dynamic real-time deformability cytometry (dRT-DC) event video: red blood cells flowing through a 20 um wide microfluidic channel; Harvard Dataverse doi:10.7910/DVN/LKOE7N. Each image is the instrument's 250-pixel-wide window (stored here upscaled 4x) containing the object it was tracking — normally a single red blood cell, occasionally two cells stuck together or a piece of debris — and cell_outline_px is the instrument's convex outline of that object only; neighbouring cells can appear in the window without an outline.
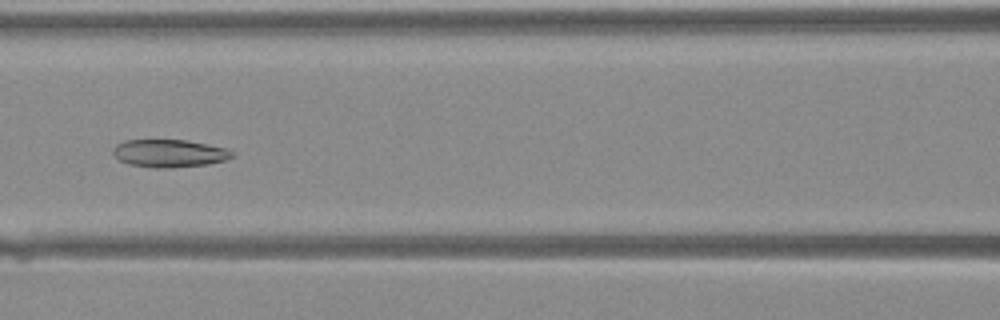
{"species": "Egyptian fruit bat (a non-hibernating species)", "species_latin": "Rousettus aegyptiacus", "temperature_condition": "warm", "stored_images_in_passage": 32, "camera_frame_rate_fps": 3000, "um_per_image_px": 0.085, "animal": {"sex": "female"}, "frame": {"image": 1, "passage_image": 10, "time_ms": 3.0, "image_size_px": [1000, 320], "cell_outline_px": [[236, 156], [228, 160], [208, 164], [172, 168], [156, 168], [128, 164], [120, 160], [112, 152], [112, 148], [116, 144], [124, 140], [184, 140], [208, 144], [228, 148]], "centroid_in_image_um": [14.43, 13.03], "position_along_channel_um": 152.2, "area_um2": 19.48}}
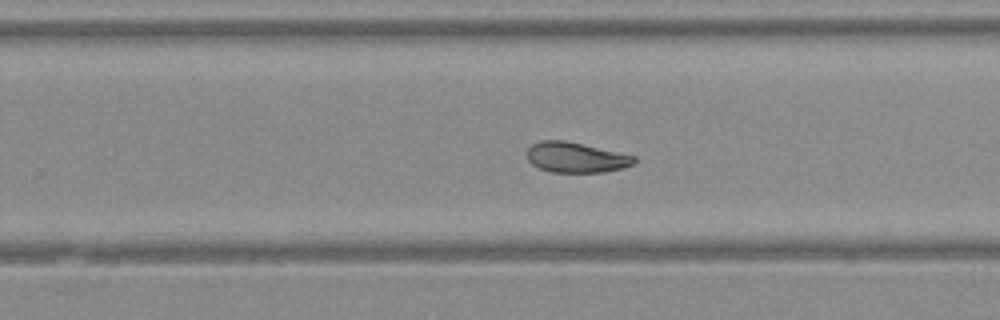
{"frame": {"image": 2, "passage_image": 18, "time_ms": 5.667, "image_size_px": [1000, 320], "cell_outline_px": [[636, 160], [632, 164], [624, 168], [604, 172], [552, 172], [540, 168], [532, 164], [528, 160], [528, 148], [532, 144], [540, 140], [564, 140], [636, 156]], "centroid_in_image_um": [48.95, 13.38], "position_along_channel_um": 280.8, "area_um2": 18.79}}
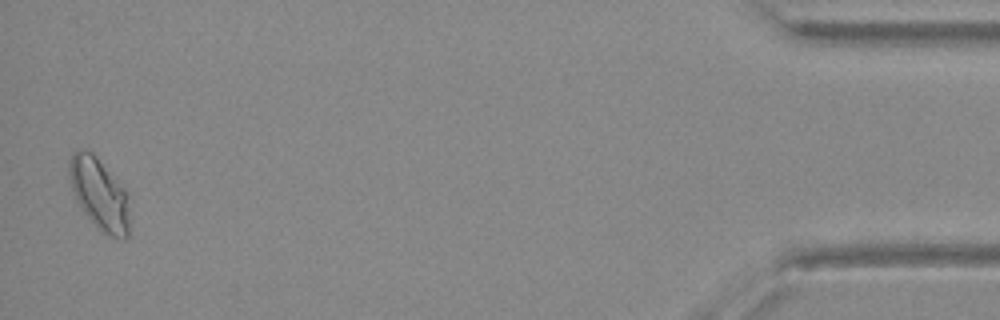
{"frame": {"image": 3, "passage_image": 32, "time_ms": 10.333, "image_size_px": [1000, 320], "cell_outline_px": [[128, 236], [124, 240], [120, 240], [104, 232], [88, 216], [80, 204], [72, 188], [68, 176], [68, 164], [72, 156], [80, 148], [84, 148], [92, 152], [128, 192]], "centroid_in_image_um": [8.46, 16.46], "position_along_channel_um": 426.7, "area_um2": 24.62}}